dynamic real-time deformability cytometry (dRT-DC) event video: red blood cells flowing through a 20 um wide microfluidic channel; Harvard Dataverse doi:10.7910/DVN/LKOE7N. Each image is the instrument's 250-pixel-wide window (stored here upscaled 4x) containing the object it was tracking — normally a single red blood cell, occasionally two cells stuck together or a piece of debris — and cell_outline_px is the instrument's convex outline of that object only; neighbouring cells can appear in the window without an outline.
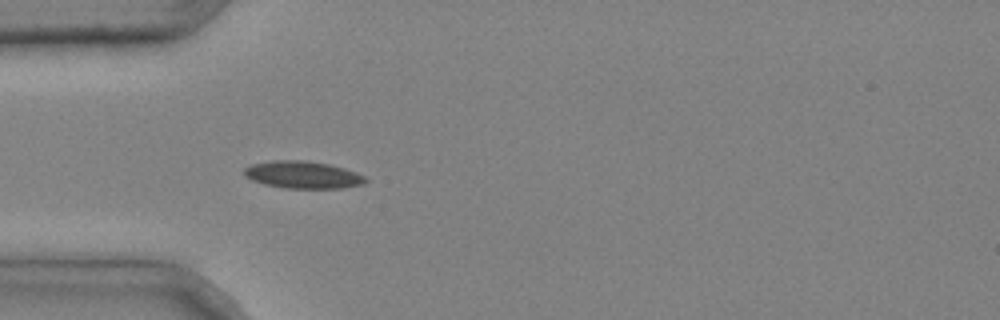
{"species": "common noctule bat (a hibernating species)", "species_latin": "Nyctalus noctula", "temperature_condition": "cold", "stored_images_in_passage": 4, "camera_frame_rate_fps": 3000, "um_per_image_px": 0.085, "animal": {"sex": "male", "body_mass_g": 20.4}, "frame": {"image": 1, "passage_image": 4, "time_ms": 1.0, "image_size_px": [1000, 320], "cell_outline_px": [[368, 180], [364, 184], [340, 188], [288, 188], [264, 184], [252, 180], [244, 176], [244, 168], [252, 164], [272, 160], [308, 160], [328, 164], [344, 168], [356, 172], [364, 176]], "centroid_in_image_um": [25.73, 14.85], "position_along_channel_um": 59.3, "area_um2": 19.31}}